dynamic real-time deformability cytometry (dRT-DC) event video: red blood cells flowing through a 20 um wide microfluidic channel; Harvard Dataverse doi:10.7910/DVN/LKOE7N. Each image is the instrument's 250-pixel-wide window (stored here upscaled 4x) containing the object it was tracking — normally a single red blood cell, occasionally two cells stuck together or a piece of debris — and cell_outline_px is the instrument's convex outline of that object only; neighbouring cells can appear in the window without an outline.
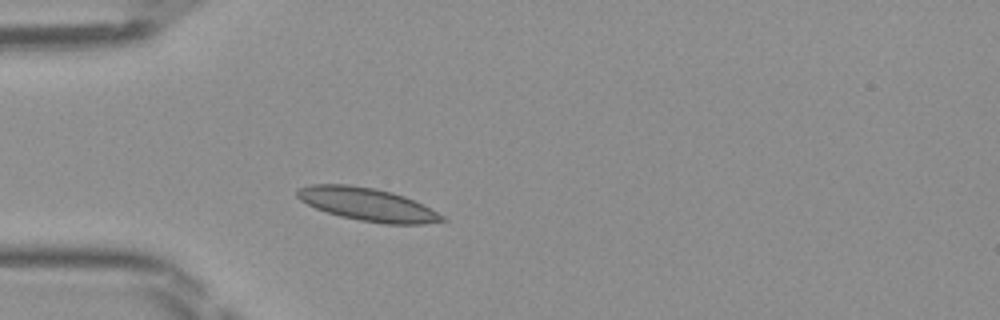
{"species": "Egyptian fruit bat (a non-hibernating species)", "species_latin": "Rousettus aegyptiacus", "temperature_condition": "room temperature", "stored_images_in_passage": 35, "camera_frame_rate_fps": 3000, "um_per_image_px": 0.085, "frame": {"image": 1, "passage_image": 1, "time_ms": 0.0, "image_size_px": [1000, 320], "cell_outline_px": [[448, 220], [424, 224], [384, 224], [360, 220], [340, 216], [316, 208], [300, 200], [296, 196], [296, 192], [300, 188], [312, 184], [348, 184], [372, 188], [392, 192], [404, 196], [444, 216]], "centroid_in_image_um": [31.22, 17.37], "position_along_channel_um": 53.8, "area_um2": 27.46}}
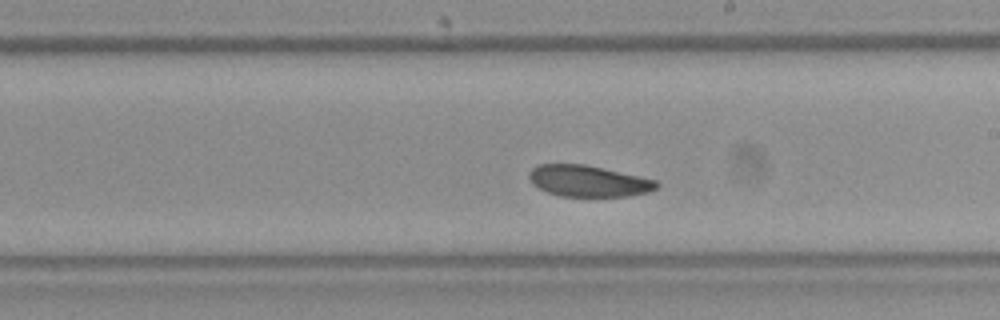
{"frame": {"image": 2, "passage_image": 15, "time_ms": 4.667, "image_size_px": [1000, 320], "cell_outline_px": [[660, 184], [656, 188], [648, 192], [628, 196], [560, 196], [548, 192], [532, 184], [528, 176], [528, 172], [532, 168], [540, 164], [584, 164], [604, 168], [656, 180]], "centroid_in_image_um": [49.99, 15.38], "position_along_channel_um": 239.0, "area_um2": 23.18}}
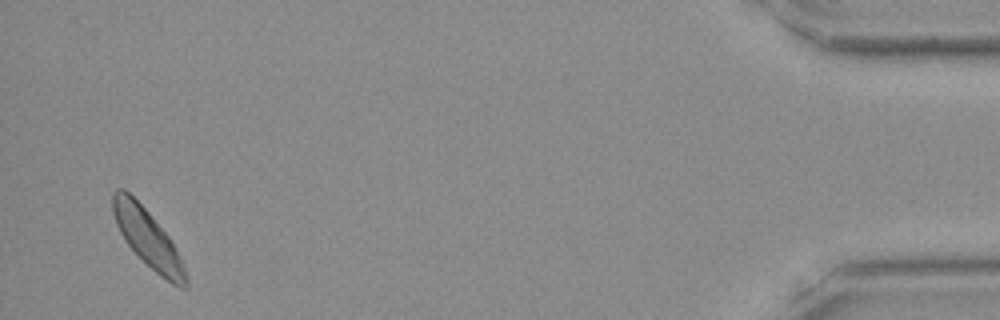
{"frame": {"image": 3, "passage_image": 34, "time_ms": 11.0, "image_size_px": [1000, 320], "cell_outline_px": [[188, 288], [180, 288], [172, 284], [160, 276], [124, 240], [116, 224], [112, 212], [112, 192], [116, 188], [124, 188], [148, 212], [168, 236], [188, 276]], "centroid_in_image_um": [12.53, 20.24], "position_along_channel_um": 422.7, "area_um2": 23.87}}